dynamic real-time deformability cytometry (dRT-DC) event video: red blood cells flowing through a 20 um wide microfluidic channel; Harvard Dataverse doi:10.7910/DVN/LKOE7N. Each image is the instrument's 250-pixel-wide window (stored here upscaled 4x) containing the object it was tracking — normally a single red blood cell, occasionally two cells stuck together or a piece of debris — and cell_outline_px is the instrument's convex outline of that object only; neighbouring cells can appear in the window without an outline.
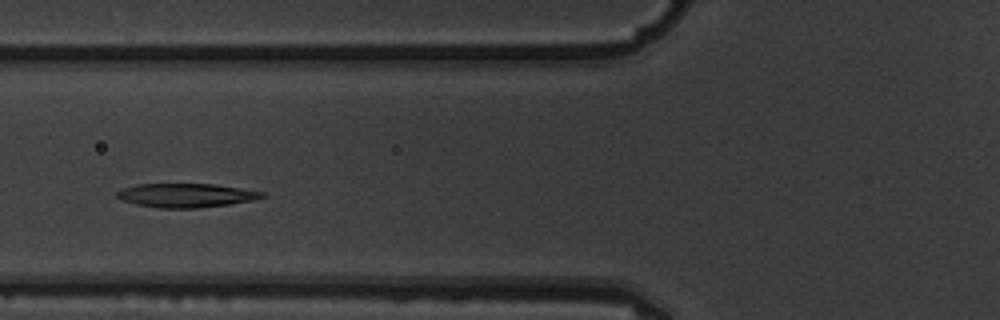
{"species": "common noctule bat (a hibernating species)", "species_latin": "Nyctalus noctula", "temperature_condition": "warm", "stored_images_in_passage": 7, "camera_frame_rate_fps": 3000, "um_per_image_px": 0.085, "animal": {"sex": "male", "body_mass_g": 19.5, "forearm_length_mm": 54.6}, "frame": {"image": 1, "passage_image": 4, "time_ms": 1.0, "image_size_px": [1000, 320], "cell_outline_px": [[268, 196], [252, 200], [228, 204], [196, 208], [160, 208], [136, 204], [124, 200], [116, 196], [116, 192], [124, 188], [136, 184], [212, 184], [240, 188], [264, 192]], "centroid_in_image_um": [15.83, 16.6], "position_along_channel_um": 110.0, "area_um2": 20.0}}
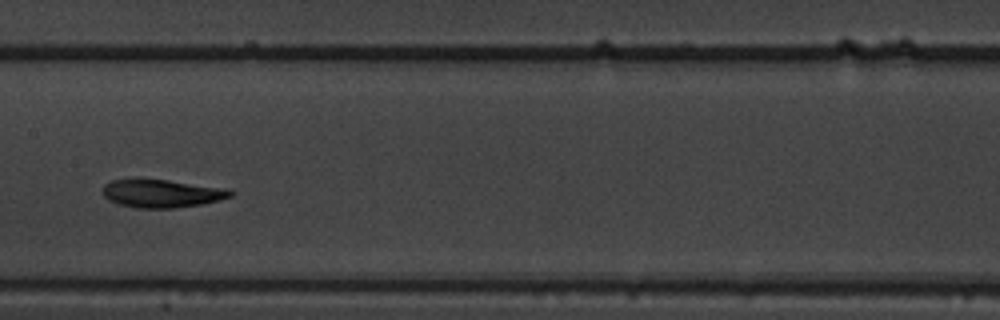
{"frame": {"image": 2, "passage_image": 6, "time_ms": 1.667, "image_size_px": [1000, 320], "cell_outline_px": [[236, 192], [232, 196], [220, 200], [200, 204], [172, 208], [136, 208], [120, 204], [108, 200], [104, 196], [104, 184], [112, 180], [168, 180], [228, 188]], "centroid_in_image_um": [13.81, 16.45], "position_along_channel_um": 193.6, "area_um2": 20.69}}
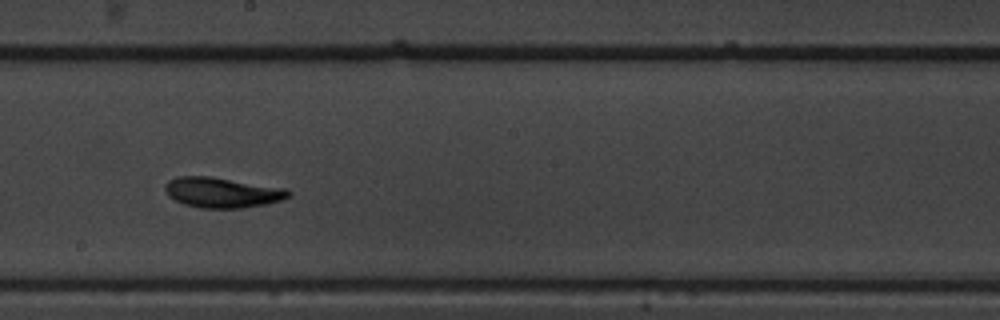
{"frame": {"image": 3, "passage_image": 7, "time_ms": 2.0, "image_size_px": [1000, 320], "cell_outline_px": [[292, 196], [280, 200], [264, 204], [240, 208], [200, 208], [184, 204], [168, 196], [164, 188], [168, 180], [176, 176], [208, 176], [288, 188], [292, 192]], "centroid_in_image_um": [18.9, 16.35], "position_along_channel_um": 229.3, "area_um2": 21.85}}